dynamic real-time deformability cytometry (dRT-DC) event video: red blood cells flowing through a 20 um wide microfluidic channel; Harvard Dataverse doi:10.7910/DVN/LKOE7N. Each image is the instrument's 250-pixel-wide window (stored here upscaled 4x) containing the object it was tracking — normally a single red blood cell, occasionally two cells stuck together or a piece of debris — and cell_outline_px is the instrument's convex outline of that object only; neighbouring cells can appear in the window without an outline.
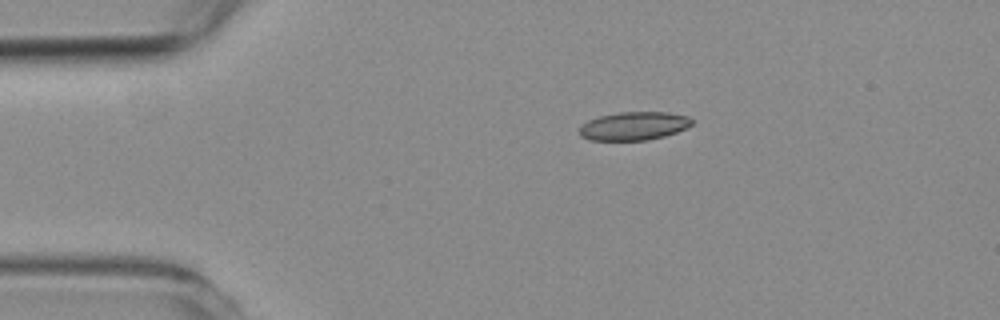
{"species": "common noctule bat (a hibernating species)", "species_latin": "Nyctalus noctula", "temperature_condition": "room temperature", "stored_images_in_passage": 47, "camera_frame_rate_fps": 3000, "um_per_image_px": 0.085, "animal": {"sex": "female", "body_mass_g": 19.3, "forearm_length_mm": 54.1}, "frame": {"image": 1, "passage_image": 1, "time_ms": 0.0, "image_size_px": [1000, 320], "cell_outline_px": [[692, 124], [676, 132], [664, 136], [648, 140], [588, 140], [580, 136], [580, 124], [588, 120], [600, 116], [620, 112], [668, 112], [688, 116], [692, 120]], "centroid_in_image_um": [53.85, 10.71], "position_along_channel_um": 31.2, "area_um2": 18.55}}
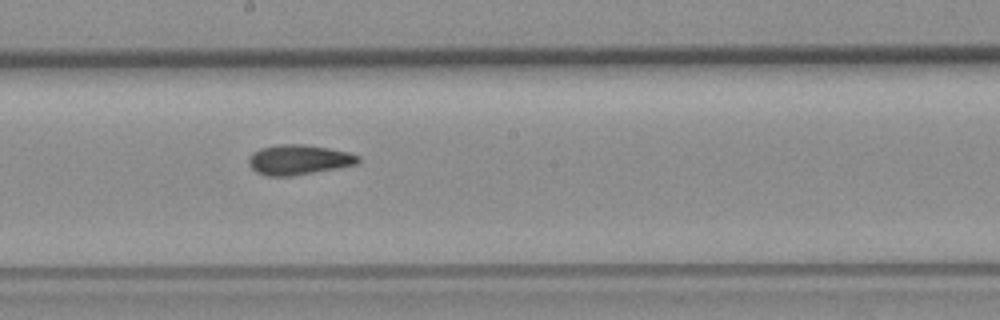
{"frame": {"image": 2, "passage_image": 21, "time_ms": 6.667, "image_size_px": [1000, 320], "cell_outline_px": [[360, 160], [356, 164], [336, 168], [292, 176], [268, 176], [256, 172], [248, 164], [248, 156], [252, 152], [260, 148], [276, 144], [304, 144], [328, 148], [348, 152], [360, 156]], "centroid_in_image_um": [25.34, 13.57], "position_along_channel_um": 222.9, "area_um2": 19.19}}
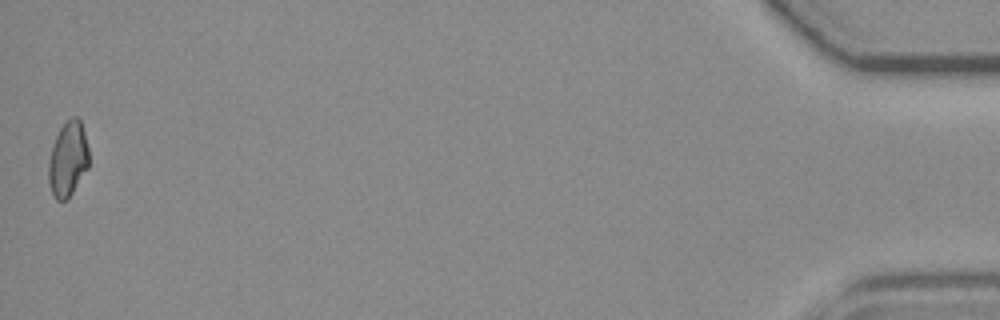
{"frame": {"image": 3, "passage_image": 47, "time_ms": 15.333, "image_size_px": [1000, 320], "cell_outline_px": [[88, 168], [68, 200], [56, 200], [52, 192], [48, 180], [48, 164], [52, 148], [56, 136], [60, 128], [72, 116], [76, 116], [80, 120], [84, 132], [88, 148]], "centroid_in_image_um": [5.78, 13.55], "position_along_channel_um": 429.4, "area_um2": 17.51}, "authors_computed_cell_mechanics": {"area_um2": 18.6694, "velocity_mm_per_s": 3.5753, "shape_relaxation_time_tau1_ms": null, "shape_relaxation_time_tau2_ms": 3.5657, "deformation_change_tau1": null, "deformation_change_tau2": 0.0793}}